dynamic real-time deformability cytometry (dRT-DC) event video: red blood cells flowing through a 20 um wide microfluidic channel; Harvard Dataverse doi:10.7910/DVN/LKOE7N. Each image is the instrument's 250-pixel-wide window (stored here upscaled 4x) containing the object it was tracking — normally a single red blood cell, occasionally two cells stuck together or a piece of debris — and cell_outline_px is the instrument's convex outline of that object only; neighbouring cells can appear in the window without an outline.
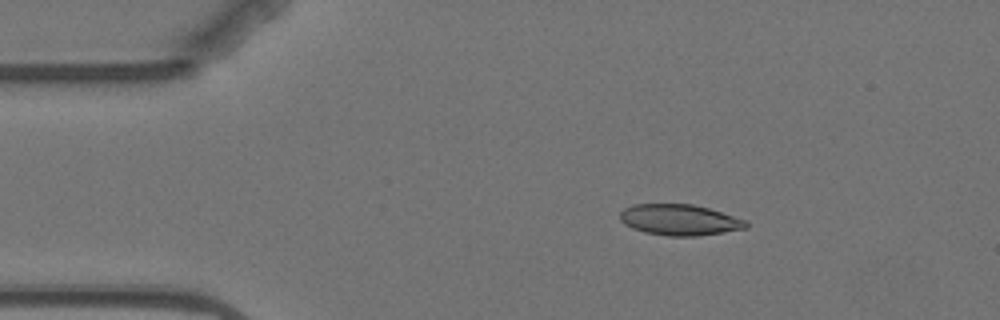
{"species": "Egyptian fruit bat (a non-hibernating species)", "species_latin": "Rousettus aegyptiacus", "temperature_condition": "warm", "stored_images_in_passage": 5, "camera_frame_rate_fps": 3000, "um_per_image_px": 0.085, "animal": {"sex": "female"}, "frame": {"image": 1, "passage_image": 2, "time_ms": 2.0, "image_size_px": [1000, 320], "cell_outline_px": [[748, 228], [724, 232], [696, 236], [668, 236], [644, 232], [632, 228], [624, 224], [620, 220], [620, 212], [624, 208], [632, 204], [692, 204], [708, 208], [748, 220]], "centroid_in_image_um": [57.77, 18.69], "position_along_channel_um": 27.2, "area_um2": 22.89}}
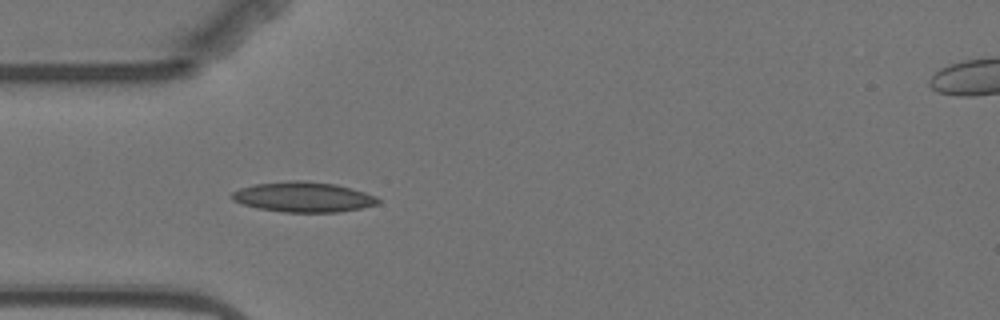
{"frame": {"image": 2, "passage_image": 4, "time_ms": 4.333, "image_size_px": [1000, 320], "cell_outline_px": [[380, 204], [340, 212], [284, 212], [256, 208], [240, 204], [232, 200], [232, 192], [240, 188], [252, 184], [288, 180], [300, 180], [336, 184], [352, 188], [376, 196], [380, 200]], "centroid_in_image_um": [25.76, 16.74], "position_along_channel_um": 59.2, "area_um2": 25.95}}